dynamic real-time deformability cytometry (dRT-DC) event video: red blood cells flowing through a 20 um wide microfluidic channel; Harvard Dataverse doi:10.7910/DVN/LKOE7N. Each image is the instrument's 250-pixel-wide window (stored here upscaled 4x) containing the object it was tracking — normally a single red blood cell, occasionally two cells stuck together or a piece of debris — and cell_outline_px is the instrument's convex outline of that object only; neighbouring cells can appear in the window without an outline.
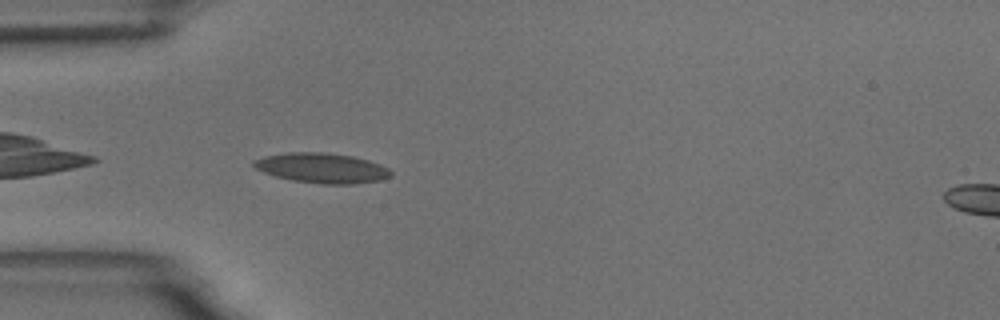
{"species": "common noctule bat (a hibernating species)", "species_latin": "Nyctalus noctula", "temperature_condition": "room temperature", "stored_images_in_passage": 41, "camera_frame_rate_fps": 3000, "um_per_image_px": 0.085, "animal": {"sex": "male", "body_mass_g": 18.8}, "frame": {"image": 1, "passage_image": 2, "time_ms": 0.333, "image_size_px": [1000, 320], "cell_outline_px": [[392, 176], [380, 180], [352, 184], [320, 184], [292, 180], [276, 176], [264, 172], [256, 168], [252, 164], [252, 160], [264, 156], [288, 152], [324, 152], [352, 156], [368, 160], [380, 164], [388, 168], [392, 172]], "centroid_in_image_um": [27.36, 14.28], "position_along_channel_um": 57.6, "area_um2": 23.99}}
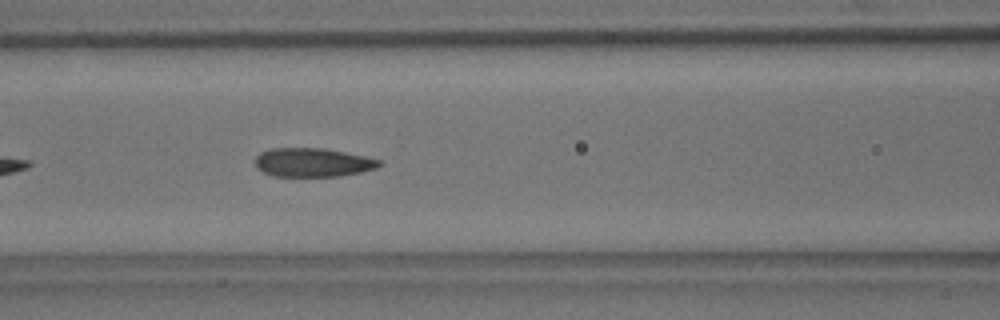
{"frame": {"image": 2, "passage_image": 9, "time_ms": 2.667, "image_size_px": [1000, 320], "cell_outline_px": [[384, 164], [376, 168], [360, 172], [340, 176], [272, 176], [256, 168], [256, 156], [260, 152], [272, 148], [324, 148], [364, 156], [380, 160]], "centroid_in_image_um": [26.58, 13.81], "position_along_channel_um": 140.0, "area_um2": 20.81}}
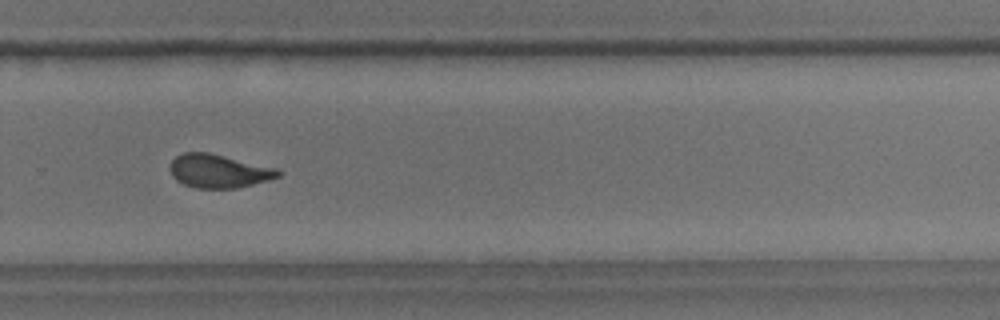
{"frame": {"image": 3, "passage_image": 23, "time_ms": 7.333, "image_size_px": [1000, 320], "cell_outline_px": [[280, 176], [268, 180], [236, 188], [196, 188], [184, 184], [176, 180], [172, 176], [172, 160], [176, 156], [184, 152], [208, 152], [276, 168], [280, 172]], "centroid_in_image_um": [18.58, 14.54], "position_along_channel_um": 311.2, "area_um2": 20.75}, "authors_computed_cell_mechanics": {"area_um2": 21.3282, "velocity_mm_per_s": 3.6784, "shape_relaxation_time_tau1_ms": 3.9124, "shape_relaxation_time_tau2_ms": 1.2433, "deformation_change_tau1": 0.1679, "deformation_change_tau2": 0.0745}}